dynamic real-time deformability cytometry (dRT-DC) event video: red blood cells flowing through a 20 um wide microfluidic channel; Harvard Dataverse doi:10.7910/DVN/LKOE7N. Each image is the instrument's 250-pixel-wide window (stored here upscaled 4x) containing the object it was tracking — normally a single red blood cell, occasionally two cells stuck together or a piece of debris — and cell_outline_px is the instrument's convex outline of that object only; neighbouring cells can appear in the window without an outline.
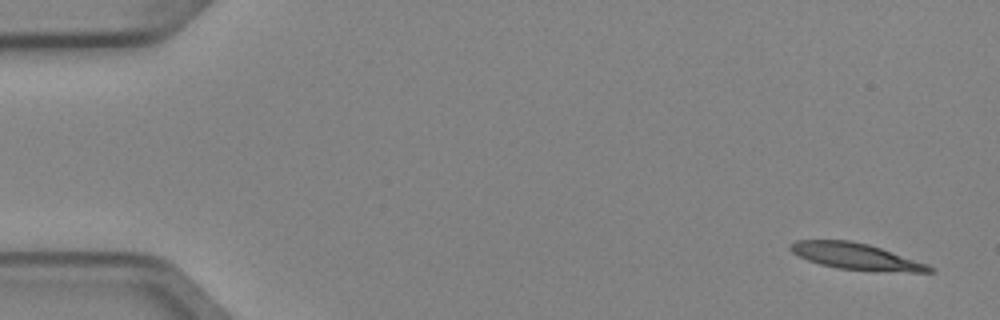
{"species": "Egyptian fruit bat (a non-hibernating species)", "species_latin": "Rousettus aegyptiacus", "temperature_condition": "cold", "stored_images_in_passage": 4, "camera_frame_rate_fps": 3000, "um_per_image_px": 0.085, "animal": {"sex": "female"}, "frame": {"image": 1, "passage_image": 1, "time_ms": 0.0, "image_size_px": [1000, 320], "cell_outline_px": [[936, 272], [908, 272], [840, 268], [820, 264], [808, 260], [792, 252], [788, 248], [788, 244], [796, 240], [848, 240], [868, 244], [928, 264], [936, 268]], "centroid_in_image_um": [72.76, 21.78], "position_along_channel_um": 12.2, "area_um2": 21.04}}